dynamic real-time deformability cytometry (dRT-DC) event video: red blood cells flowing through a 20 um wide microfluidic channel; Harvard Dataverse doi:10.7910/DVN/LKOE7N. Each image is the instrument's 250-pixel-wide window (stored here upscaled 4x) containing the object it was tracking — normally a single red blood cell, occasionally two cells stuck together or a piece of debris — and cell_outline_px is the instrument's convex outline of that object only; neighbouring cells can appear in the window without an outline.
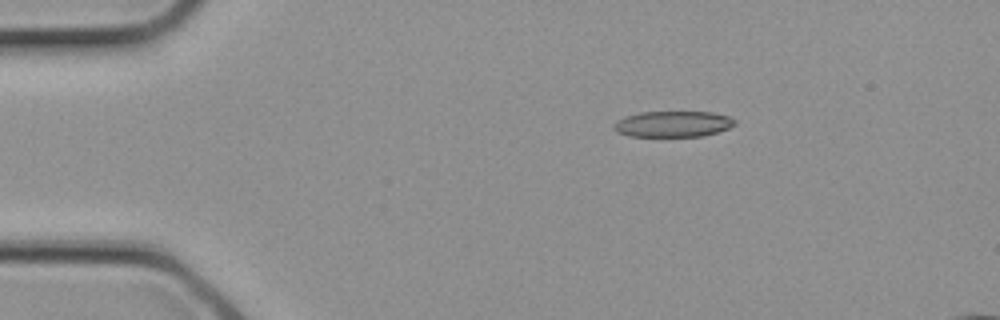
{"species": "common noctule bat (a hibernating species)", "species_latin": "Nyctalus noctula", "temperature_condition": "cold", "stored_images_in_passage": 3, "camera_frame_rate_fps": 3000, "um_per_image_px": 0.085, "animal": {"sex": "female", "body_mass_g": 21.9}, "frame": {"image": 1, "passage_image": 1, "time_ms": 0.0, "image_size_px": [1000, 320], "cell_outline_px": [[736, 124], [728, 128], [716, 132], [700, 136], [628, 136], [616, 132], [612, 128], [612, 124], [616, 120], [624, 116], [640, 112], [712, 112], [728, 116], [736, 120]], "centroid_in_image_um": [57.14, 10.53], "position_along_channel_um": 27.9, "area_um2": 18.38}}